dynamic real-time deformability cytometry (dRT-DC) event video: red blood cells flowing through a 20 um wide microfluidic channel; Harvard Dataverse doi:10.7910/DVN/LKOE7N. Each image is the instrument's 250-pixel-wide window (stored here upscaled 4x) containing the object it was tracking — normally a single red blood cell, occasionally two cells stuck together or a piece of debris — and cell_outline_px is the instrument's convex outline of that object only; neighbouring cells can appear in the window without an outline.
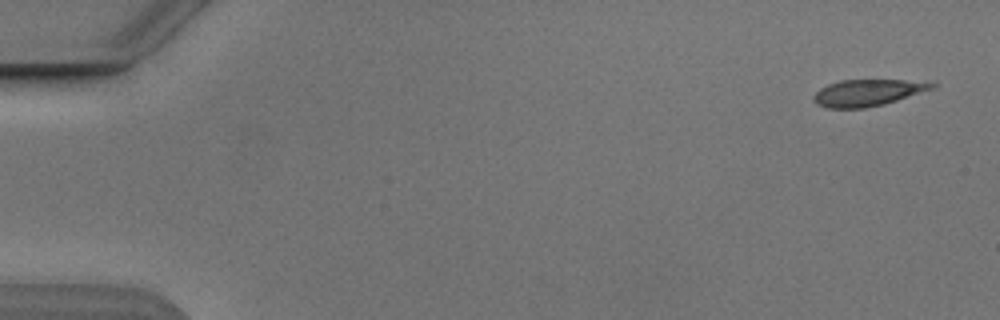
{"species": "Egyptian fruit bat (a non-hibernating species)", "species_latin": "Rousettus aegyptiacus", "temperature_condition": "cold", "stored_images_in_passage": 6, "camera_frame_rate_fps": 3000, "um_per_image_px": 0.085, "animal": {"sex": "male"}, "frame": {"image": 1, "passage_image": 1, "time_ms": 0.0, "image_size_px": [1000, 320], "cell_outline_px": [[936, 88], [884, 104], [864, 108], [828, 108], [816, 104], [812, 100], [812, 96], [820, 88], [828, 84], [840, 80], [904, 80], [936, 84]], "centroid_in_image_um": [73.69, 7.88], "position_along_channel_um": 11.3, "area_um2": 18.26}}